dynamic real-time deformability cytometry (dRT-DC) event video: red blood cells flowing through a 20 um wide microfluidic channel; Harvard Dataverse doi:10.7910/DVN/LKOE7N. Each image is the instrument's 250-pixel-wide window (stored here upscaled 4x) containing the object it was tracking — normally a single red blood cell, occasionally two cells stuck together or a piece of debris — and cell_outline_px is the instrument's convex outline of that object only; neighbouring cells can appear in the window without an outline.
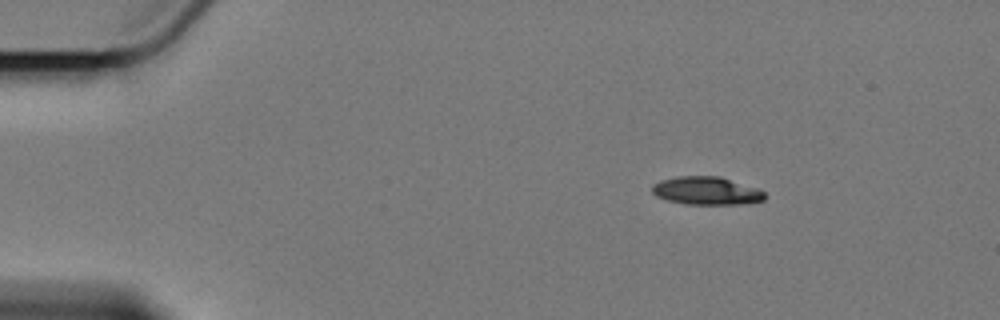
{"species": "Egyptian fruit bat (a non-hibernating species)", "species_latin": "Rousettus aegyptiacus", "temperature_condition": "cold", "stored_images_in_passage": 8, "camera_frame_rate_fps": 3000, "um_per_image_px": 0.085, "animal": {"sex": "female"}, "frame": {"image": 1, "passage_image": 1, "time_ms": 0.0, "image_size_px": [1000, 320], "cell_outline_px": [[764, 200], [748, 204], [684, 204], [668, 200], [656, 196], [652, 192], [652, 184], [660, 180], [676, 176], [720, 176], [756, 188], [764, 192]], "centroid_in_image_um": [60.02, 16.21], "position_along_channel_um": 25.0, "area_um2": 18.44}}
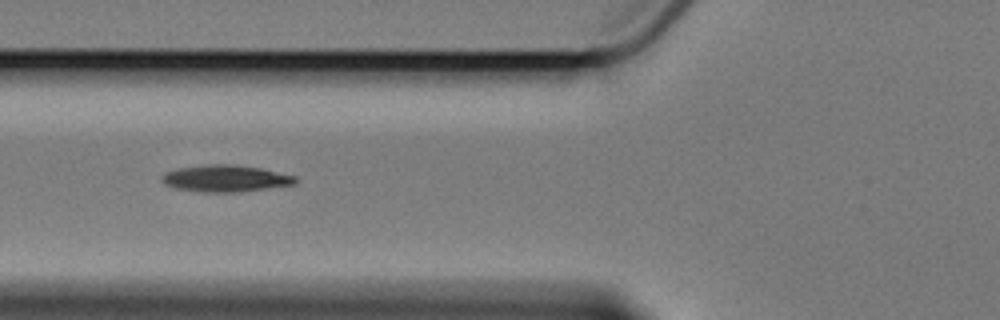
{"frame": {"image": 2, "passage_image": 5, "time_ms": 4.667, "image_size_px": [1000, 320], "cell_outline_px": [[296, 184], [232, 192], [208, 192], [176, 188], [164, 184], [160, 180], [164, 172], [176, 168], [208, 164], [236, 164], [260, 168], [296, 176]], "centroid_in_image_um": [19.12, 15.15], "position_along_channel_um": 106.7, "area_um2": 20.63}}
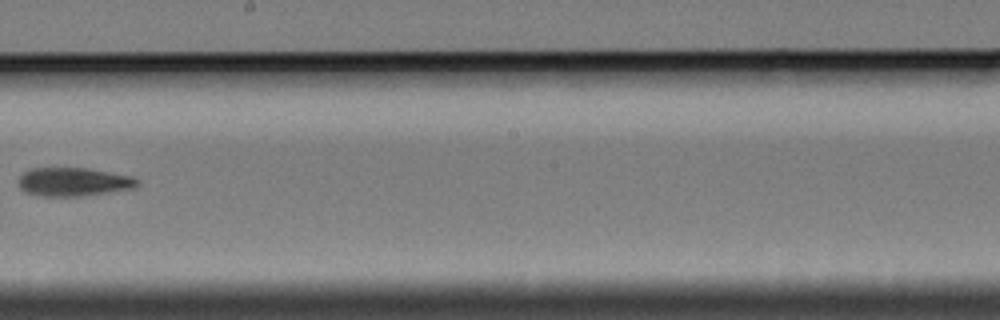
{"frame": {"image": 3, "passage_image": 8, "time_ms": 8.667, "image_size_px": [1000, 320], "cell_outline_px": [[140, 180], [132, 188], [80, 196], [40, 196], [24, 192], [20, 188], [20, 176], [24, 172], [32, 168], [84, 168], [132, 176]], "centroid_in_image_um": [6.21, 15.46], "position_along_channel_um": 242.0, "area_um2": 19.42}}